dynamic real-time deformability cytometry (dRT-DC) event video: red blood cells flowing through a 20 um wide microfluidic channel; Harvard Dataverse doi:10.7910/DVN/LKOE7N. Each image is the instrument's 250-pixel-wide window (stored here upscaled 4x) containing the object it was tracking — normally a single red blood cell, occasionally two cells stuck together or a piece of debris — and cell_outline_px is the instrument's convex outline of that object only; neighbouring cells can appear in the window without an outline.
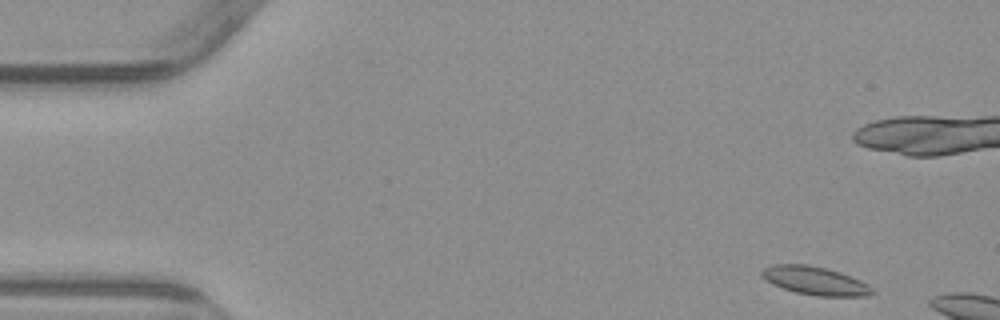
{"species": "common noctule bat (a hibernating species)", "species_latin": "Nyctalus noctula", "temperature_condition": "warm", "stored_images_in_passage": 3, "camera_frame_rate_fps": 3000, "um_per_image_px": 0.085, "animal": {"sex": "male", "body_mass_g": 23.1, "forearm_length_mm": 52.7}, "frame": {"image": 1, "passage_image": 1, "time_ms": 0.0, "image_size_px": [1000, 320], "cell_outline_px": [[876, 292], [868, 296], [816, 296], [796, 292], [772, 284], [764, 280], [760, 276], [760, 272], [764, 268], [772, 264], [808, 264], [828, 268], [840, 272], [860, 280], [868, 284]], "centroid_in_image_um": [69.27, 23.85], "position_along_channel_um": 15.7, "area_um2": 18.44}}